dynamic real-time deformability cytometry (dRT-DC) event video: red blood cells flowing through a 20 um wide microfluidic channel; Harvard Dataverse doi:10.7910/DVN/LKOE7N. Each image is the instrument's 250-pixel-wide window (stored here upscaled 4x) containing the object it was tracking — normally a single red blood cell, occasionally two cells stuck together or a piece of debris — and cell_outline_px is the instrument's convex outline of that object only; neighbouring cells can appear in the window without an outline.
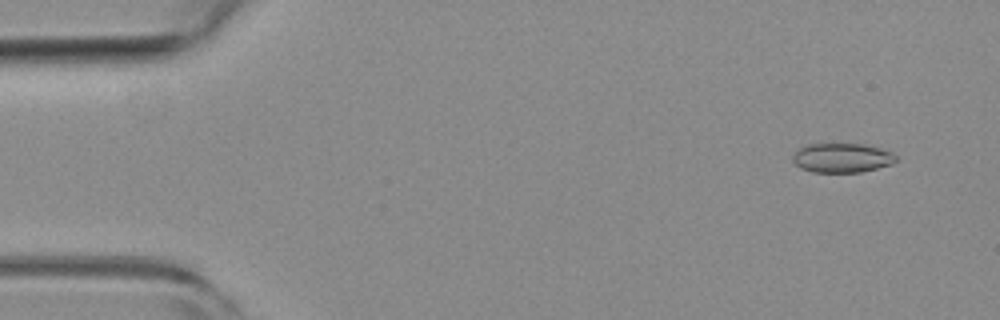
{"species": "common noctule bat (a hibernating species)", "species_latin": "Nyctalus noctula", "temperature_condition": "room temperature", "stored_images_in_passage": 55, "camera_frame_rate_fps": 3000, "um_per_image_px": 0.085, "animal": {"sex": "female", "body_mass_g": 19.3, "forearm_length_mm": 54.1}, "frame": {"image": 1, "passage_image": 4, "time_ms": 1.0, "image_size_px": [1000, 320], "cell_outline_px": [[896, 160], [892, 164], [860, 172], [812, 172], [800, 168], [792, 160], [792, 156], [796, 148], [808, 144], [864, 144], [880, 148], [892, 152], [896, 156]], "centroid_in_image_um": [71.53, 13.41], "position_along_channel_um": 13.5, "area_um2": 17.74}}
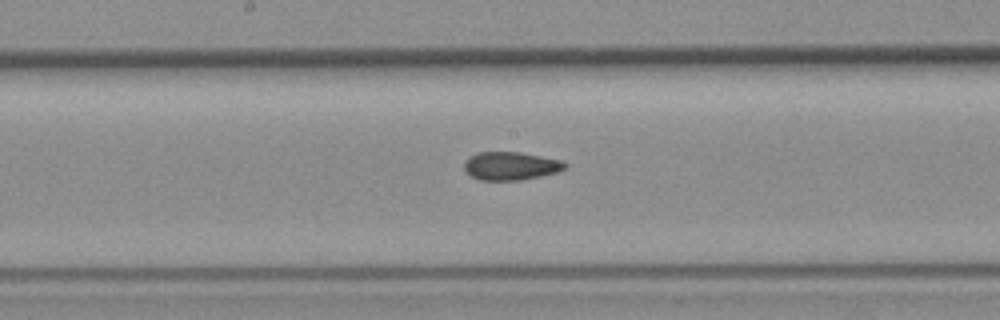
{"frame": {"image": 2, "passage_image": 28, "time_ms": 9.0, "image_size_px": [1000, 320], "cell_outline_px": [[568, 168], [556, 172], [540, 176], [520, 180], [480, 180], [472, 176], [464, 168], [464, 164], [476, 152], [520, 152], [560, 160], [568, 164]], "centroid_in_image_um": [43.45, 14.1], "position_along_channel_um": 204.8, "area_um2": 16.36}}
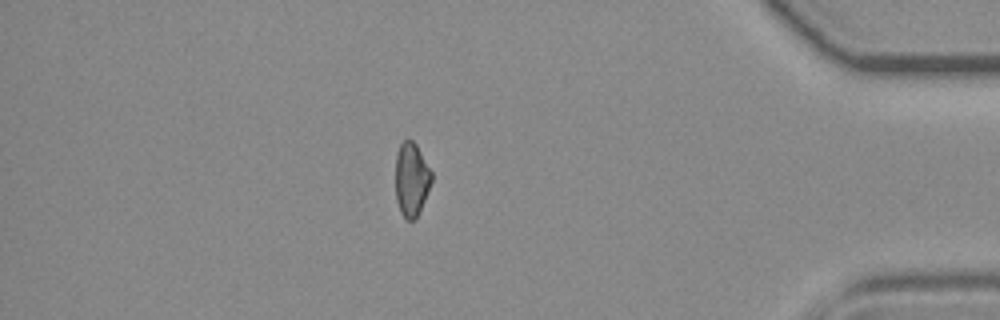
{"frame": {"image": 3, "passage_image": 47, "time_ms": 15.333, "image_size_px": [1000, 320], "cell_outline_px": [[432, 180], [424, 200], [416, 216], [412, 220], [408, 220], [400, 212], [396, 200], [396, 152], [400, 144], [404, 140], [412, 140], [416, 144], [432, 172]], "centroid_in_image_um": [34.96, 15.21], "position_along_channel_um": 400.2, "area_um2": 15.26}, "authors_computed_cell_mechanics": {"area_um2": 16.8776, "velocity_mm_per_s": 3.7669, "shape_relaxation_time_tau1_ms": null, "shape_relaxation_time_tau2_ms": 1.6809, "deformation_change_tau1": null, "deformation_change_tau2": 0.0711}}